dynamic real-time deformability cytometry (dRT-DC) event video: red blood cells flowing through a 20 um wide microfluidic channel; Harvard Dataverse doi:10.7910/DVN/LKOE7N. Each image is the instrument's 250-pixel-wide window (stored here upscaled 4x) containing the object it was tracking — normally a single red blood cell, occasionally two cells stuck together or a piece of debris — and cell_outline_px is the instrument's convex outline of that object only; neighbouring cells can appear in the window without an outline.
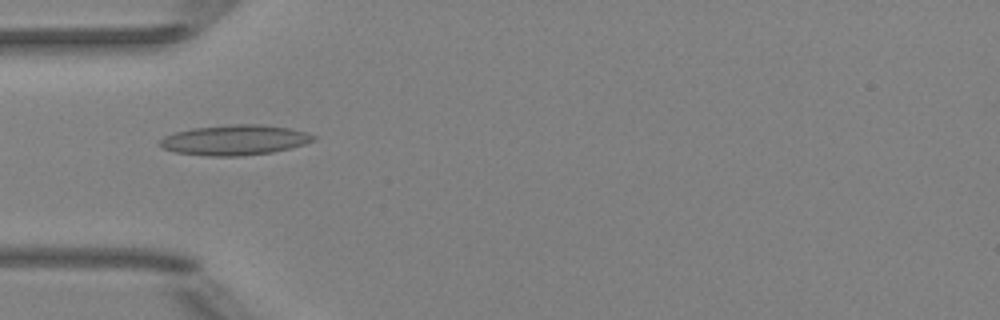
{"species": "Egyptian fruit bat (a non-hibernating species)", "species_latin": "Rousettus aegyptiacus", "temperature_condition": "room temperature", "stored_images_in_passage": 8, "camera_frame_rate_fps": 3000, "um_per_image_px": 0.085, "animal": {"sex": "female"}, "frame": {"image": 1, "passage_image": 4, "time_ms": 3.333, "image_size_px": [1000, 320], "cell_outline_px": [[316, 140], [304, 144], [272, 152], [240, 156], [208, 156], [176, 152], [164, 148], [156, 144], [164, 136], [176, 132], [192, 128], [236, 124], [260, 124], [288, 128], [304, 132], [316, 136]], "centroid_in_image_um": [19.93, 11.9], "position_along_channel_um": 65.1, "area_um2": 26.82}}
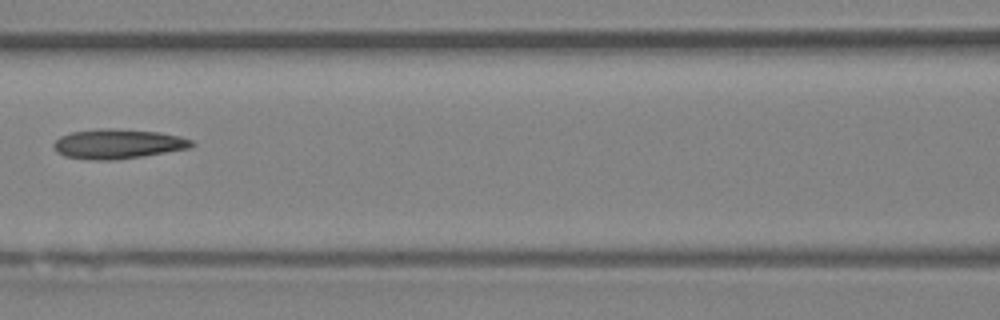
{"frame": {"image": 2, "passage_image": 6, "time_ms": 5.667, "image_size_px": [1000, 320], "cell_outline_px": [[196, 144], [188, 148], [144, 156], [116, 160], [88, 160], [64, 156], [56, 152], [52, 144], [60, 136], [72, 132], [100, 128], [108, 128], [160, 132], [180, 136], [192, 140]], "centroid_in_image_um": [10.0, 12.24], "position_along_channel_um": 156.6, "area_um2": 23.99}}
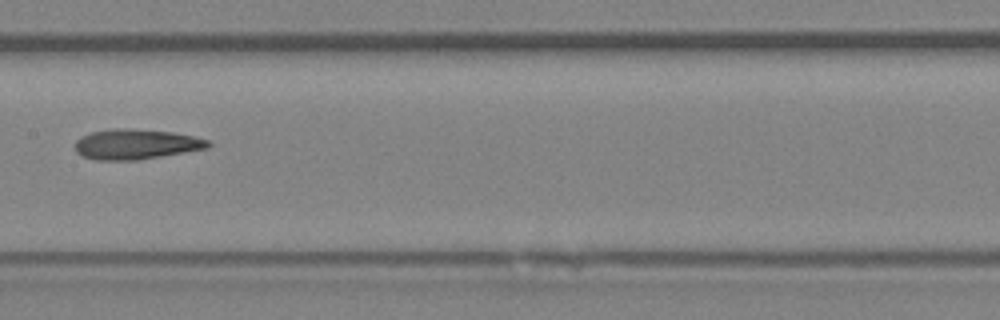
{"frame": {"image": 3, "passage_image": 7, "time_ms": 6.667, "image_size_px": [1000, 320], "cell_outline_px": [[212, 144], [208, 148], [136, 160], [96, 160], [84, 156], [76, 152], [76, 140], [80, 136], [92, 132], [116, 128], [128, 128], [172, 132], [192, 136], [208, 140]], "centroid_in_image_um": [11.55, 12.25], "position_along_channel_um": 195.9, "area_um2": 23.18}}